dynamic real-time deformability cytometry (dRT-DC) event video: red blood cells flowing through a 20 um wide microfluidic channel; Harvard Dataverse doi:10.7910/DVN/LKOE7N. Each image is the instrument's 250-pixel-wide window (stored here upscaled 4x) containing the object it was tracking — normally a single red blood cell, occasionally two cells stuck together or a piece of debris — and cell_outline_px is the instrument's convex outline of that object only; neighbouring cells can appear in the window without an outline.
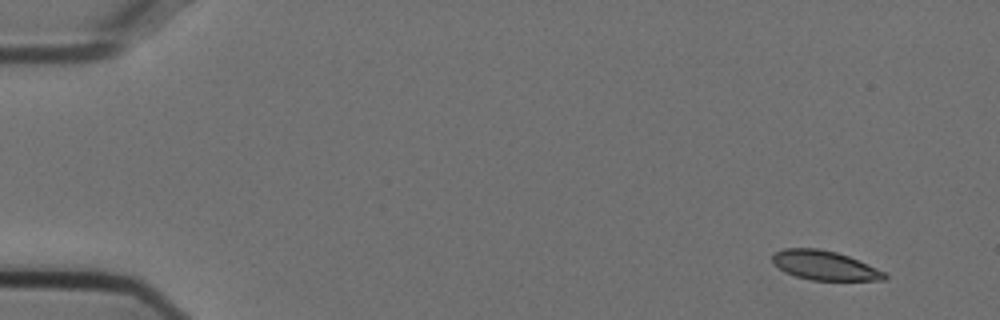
{"species": "Egyptian fruit bat (a non-hibernating species)", "species_latin": "Rousettus aegyptiacus", "temperature_condition": "cold", "stored_images_in_passage": 14, "camera_frame_rate_fps": 3000, "um_per_image_px": 0.085, "animal": {"sex": "female"}, "frame": {"image": 1, "passage_image": 1, "time_ms": 0.0, "image_size_px": [1000, 320], "cell_outline_px": [[888, 276], [884, 280], [812, 280], [796, 276], [784, 272], [772, 264], [772, 256], [776, 252], [784, 248], [816, 248], [836, 252], [848, 256], [884, 272]], "centroid_in_image_um": [70.03, 22.56], "position_along_channel_um": 15.0, "area_um2": 18.96}}
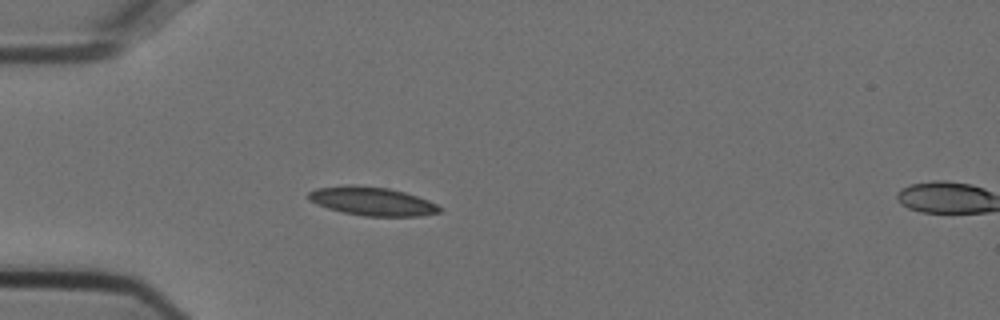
{"frame": {"image": 2, "passage_image": 13, "time_ms": 4.0, "image_size_px": [1000, 320], "cell_outline_px": [[444, 208], [440, 212], [420, 216], [364, 216], [344, 212], [328, 208], [316, 204], [308, 200], [308, 192], [316, 188], [352, 184], [388, 188], [404, 192], [428, 200]], "centroid_in_image_um": [31.62, 17.1], "position_along_channel_um": 53.4, "area_um2": 21.85}}